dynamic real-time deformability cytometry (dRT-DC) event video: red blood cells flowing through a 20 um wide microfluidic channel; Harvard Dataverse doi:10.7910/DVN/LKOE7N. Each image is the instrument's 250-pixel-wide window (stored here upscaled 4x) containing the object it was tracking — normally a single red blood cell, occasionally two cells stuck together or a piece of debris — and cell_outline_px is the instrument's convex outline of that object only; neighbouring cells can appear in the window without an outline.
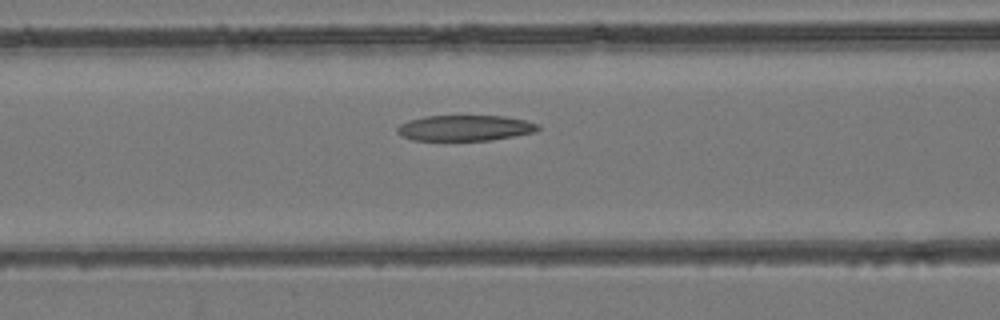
{"species": "common noctule bat (a hibernating species)", "species_latin": "Nyctalus noctula", "temperature_condition": "room temperature", "stored_images_in_passage": 31, "camera_frame_rate_fps": 3000, "um_per_image_px": 0.085, "animal": {"sex": "female", "body_mass_g": 24.6, "forearm_length_mm": 56.2}, "frame": {"image": 1, "passage_image": 11, "time_ms": 3.333, "image_size_px": [1000, 320], "cell_outline_px": [[540, 128], [536, 132], [492, 140], [412, 140], [400, 136], [396, 132], [396, 128], [400, 124], [408, 120], [424, 116], [504, 116], [524, 120], [536, 124]], "centroid_in_image_um": [39.47, 10.88], "position_along_channel_um": 127.1, "area_um2": 21.1}}
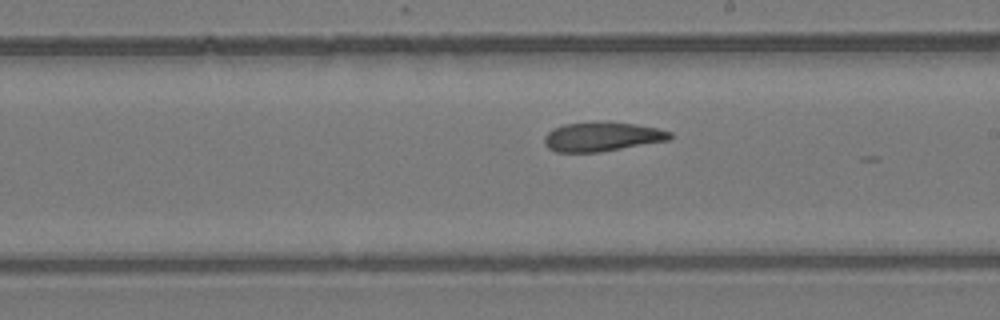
{"frame": {"image": 2, "passage_image": 19, "time_ms": 6.0, "image_size_px": [1000, 320], "cell_outline_px": [[672, 136], [668, 140], [600, 152], [556, 152], [548, 148], [544, 144], [544, 136], [552, 128], [564, 124], [596, 120], [636, 124], [656, 128], [672, 132]], "centroid_in_image_um": [51.12, 11.6], "position_along_channel_um": 237.9, "area_um2": 21.68}}
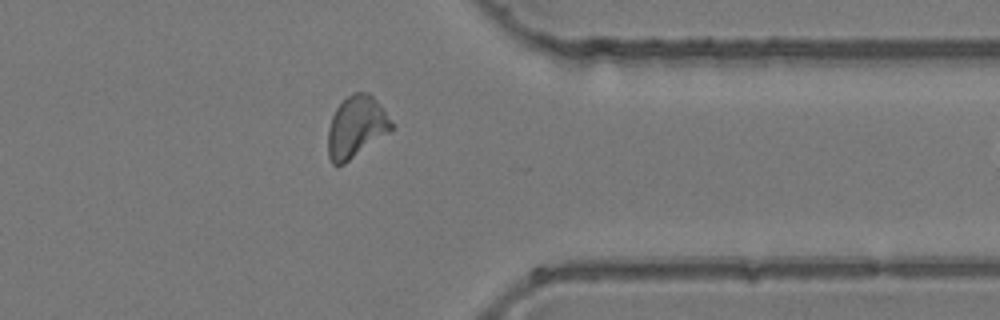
{"frame": {"image": 3, "passage_image": 30, "time_ms": 9.667, "image_size_px": [1000, 320], "cell_outline_px": [[392, 128], [388, 132], [344, 164], [332, 164], [328, 156], [328, 128], [332, 116], [336, 108], [352, 92], [368, 92], [376, 100], [392, 124]], "centroid_in_image_um": [30.23, 10.78], "position_along_channel_um": 381.2, "area_um2": 22.2}}